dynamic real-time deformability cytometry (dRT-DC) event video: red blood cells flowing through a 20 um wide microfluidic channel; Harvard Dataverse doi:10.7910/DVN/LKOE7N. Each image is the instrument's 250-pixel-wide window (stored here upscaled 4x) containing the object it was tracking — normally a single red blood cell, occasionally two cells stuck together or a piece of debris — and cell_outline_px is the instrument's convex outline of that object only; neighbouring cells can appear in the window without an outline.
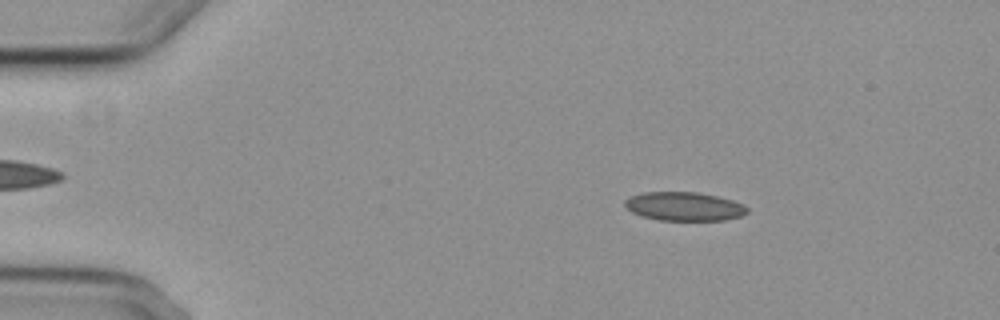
{"species": "common noctule bat (a hibernating species)", "species_latin": "Nyctalus noctula", "temperature_condition": "cold", "stored_images_in_passage": 5, "camera_frame_rate_fps": 3000, "um_per_image_px": 0.085, "animal": {"sex": "female", "body_mass_g": 29.2, "forearm_length_mm": 56.3}, "frame": {"image": 1, "passage_image": 1, "time_ms": 0.0, "image_size_px": [1000, 320], "cell_outline_px": [[748, 212], [740, 216], [724, 220], [660, 220], [640, 216], [632, 212], [624, 204], [624, 200], [632, 196], [644, 192], [696, 192], [716, 196], [732, 200], [744, 204], [748, 208]], "centroid_in_image_um": [58.16, 17.54], "position_along_channel_um": 26.8, "area_um2": 20.4}}
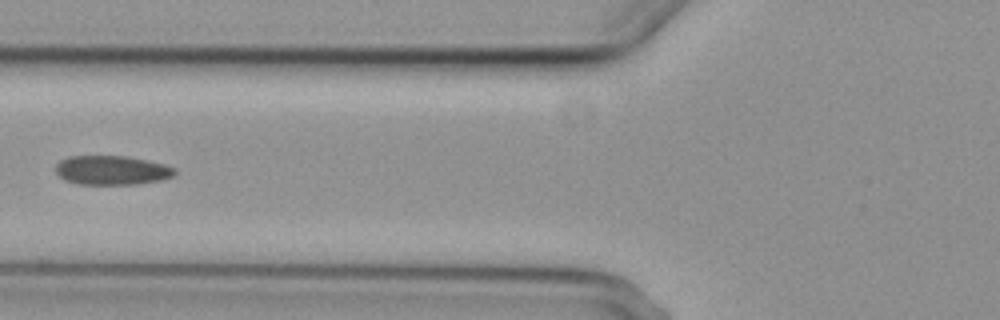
{"frame": {"image": 2, "passage_image": 4, "time_ms": 4.333, "image_size_px": [1000, 320], "cell_outline_px": [[176, 172], [172, 176], [164, 180], [136, 184], [76, 184], [64, 180], [56, 172], [56, 164], [60, 160], [68, 156], [124, 156], [164, 164], [176, 168]], "centroid_in_image_um": [9.5, 14.48], "position_along_channel_um": 116.3, "area_um2": 20.29}}
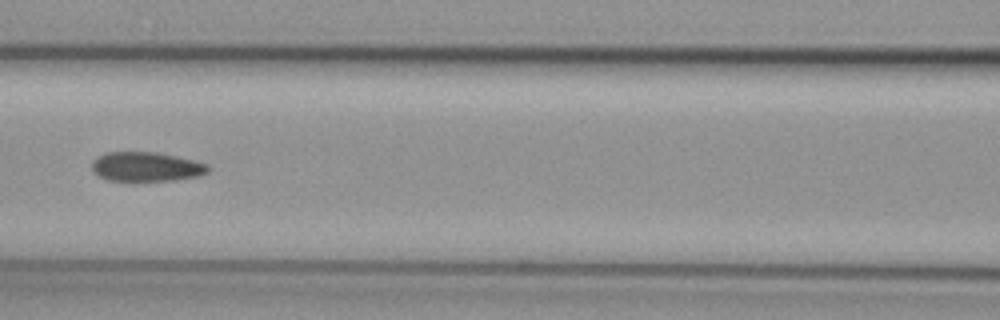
{"frame": {"image": 3, "passage_image": 5, "time_ms": 5.333, "image_size_px": [1000, 320], "cell_outline_px": [[212, 168], [208, 172], [200, 176], [176, 180], [132, 184], [108, 180], [92, 172], [92, 160], [96, 156], [104, 152], [156, 152], [176, 156], [208, 164]], "centroid_in_image_um": [12.4, 14.22], "position_along_channel_um": 154.2, "area_um2": 20.98}}